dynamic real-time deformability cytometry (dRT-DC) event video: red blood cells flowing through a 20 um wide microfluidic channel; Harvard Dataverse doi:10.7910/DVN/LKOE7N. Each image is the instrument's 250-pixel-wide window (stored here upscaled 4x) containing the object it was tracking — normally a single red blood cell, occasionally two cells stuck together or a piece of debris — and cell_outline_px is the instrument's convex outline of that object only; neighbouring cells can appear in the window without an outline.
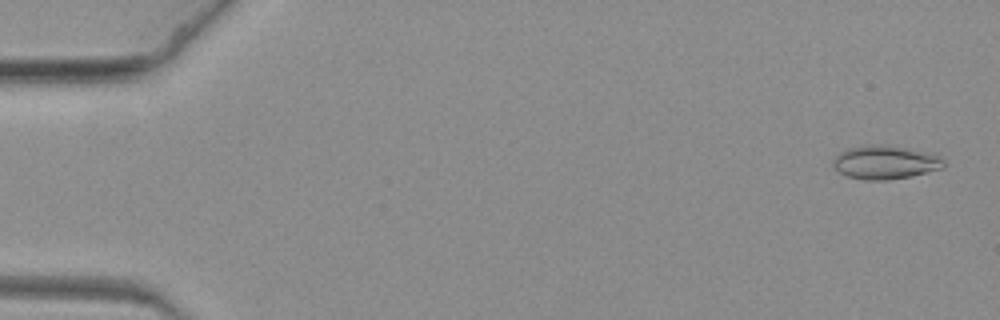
{"species": "common noctule bat (a hibernating species)", "species_latin": "Nyctalus noctula", "temperature_condition": "warm", "stored_images_in_passage": 64, "camera_frame_rate_fps": 3000, "um_per_image_px": 0.085, "animal": {"sex": "female", "body_mass_g": 19.3, "forearm_length_mm": 54.1}, "frame": {"image": 1, "passage_image": 3, "time_ms": 0.667, "image_size_px": [1000, 320], "cell_outline_px": [[944, 168], [908, 176], [884, 180], [864, 180], [848, 176], [840, 172], [832, 164], [832, 160], [840, 152], [848, 148], [868, 144], [884, 144], [908, 148], [940, 156], [944, 160]], "centroid_in_image_um": [75.22, 13.78], "position_along_channel_um": 9.8, "area_um2": 21.5}}
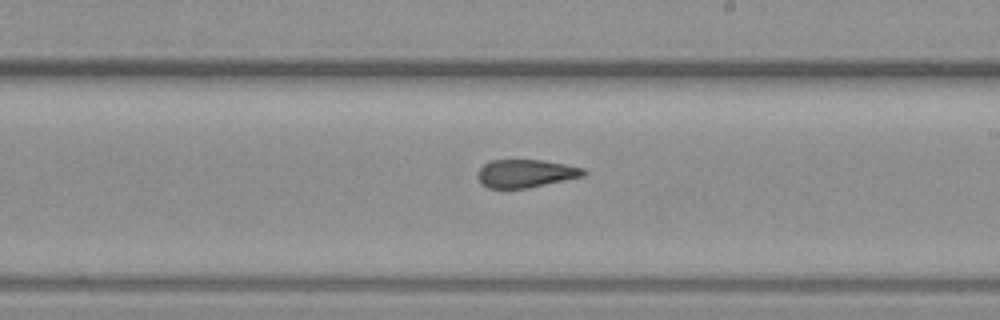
{"frame": {"image": 2, "passage_image": 38, "time_ms": 12.333, "image_size_px": [1000, 320], "cell_outline_px": [[588, 172], [584, 176], [528, 188], [488, 188], [480, 184], [476, 176], [480, 168], [484, 164], [492, 160], [544, 160], [584, 168]], "centroid_in_image_um": [44.67, 14.75], "position_along_channel_um": 244.3, "area_um2": 17.4}}
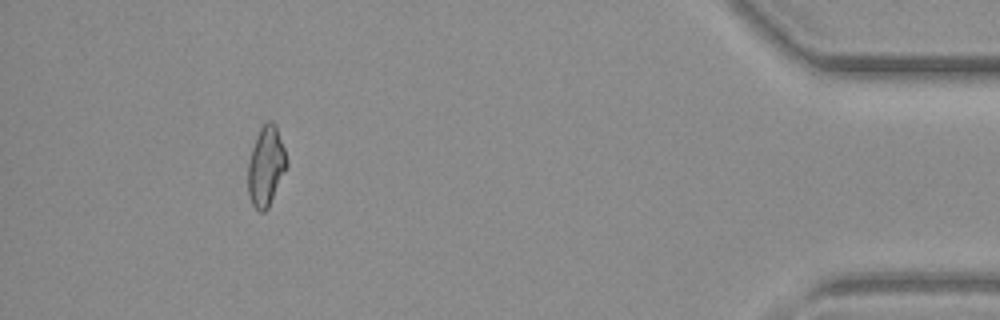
{"frame": {"image": 3, "passage_image": 59, "time_ms": 19.333, "image_size_px": [1000, 320], "cell_outline_px": [[288, 164], [268, 208], [264, 212], [260, 212], [252, 204], [248, 192], [248, 164], [252, 148], [256, 136], [260, 128], [268, 120], [272, 120], [276, 124], [288, 160]], "centroid_in_image_um": [22.61, 14.1], "position_along_channel_um": 412.6, "area_um2": 17.92}}